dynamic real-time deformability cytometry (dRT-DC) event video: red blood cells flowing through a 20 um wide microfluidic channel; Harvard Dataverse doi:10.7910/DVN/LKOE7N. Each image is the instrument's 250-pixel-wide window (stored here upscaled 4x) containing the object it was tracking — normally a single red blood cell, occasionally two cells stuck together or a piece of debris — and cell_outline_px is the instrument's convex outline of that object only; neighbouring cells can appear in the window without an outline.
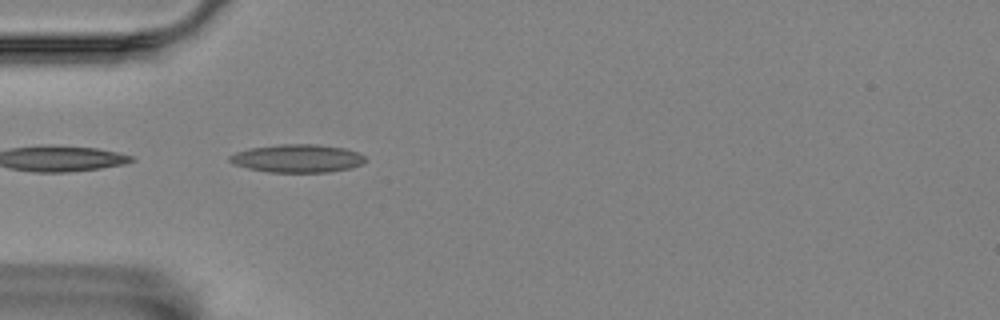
{"species": "Egyptian fruit bat (a non-hibernating species)", "species_latin": "Rousettus aegyptiacus", "temperature_condition": "room temperature", "stored_images_in_passage": 3, "camera_frame_rate_fps": 3000, "um_per_image_px": 0.085, "animal": {"sex": "female"}, "frame": {"image": 1, "passage_image": 2, "time_ms": 0.333, "image_size_px": [1000, 320], "cell_outline_px": [[368, 160], [352, 168], [328, 172], [268, 172], [248, 168], [236, 164], [228, 160], [228, 156], [236, 152], [248, 148], [280, 144], [316, 144], [344, 148], [360, 152]], "centroid_in_image_um": [25.3, 13.46], "position_along_channel_um": 59.7, "area_um2": 22.31}}